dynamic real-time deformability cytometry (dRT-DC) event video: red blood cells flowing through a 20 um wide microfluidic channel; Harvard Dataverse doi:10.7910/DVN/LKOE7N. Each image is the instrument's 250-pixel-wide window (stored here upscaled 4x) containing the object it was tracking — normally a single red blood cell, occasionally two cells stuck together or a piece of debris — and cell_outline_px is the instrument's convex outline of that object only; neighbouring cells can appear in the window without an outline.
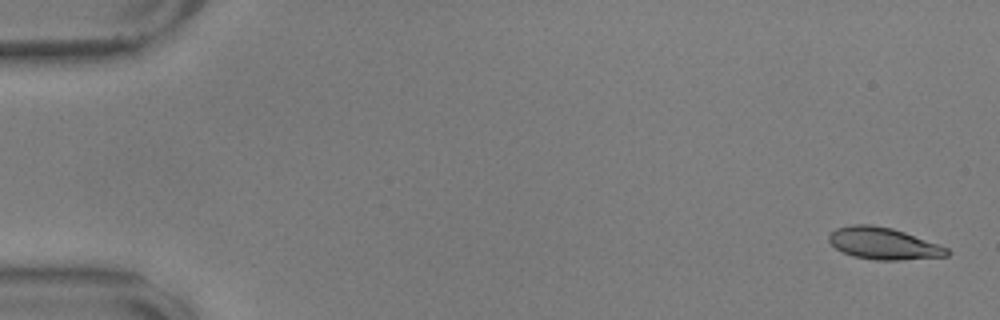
{"species": "common noctule bat (a hibernating species)", "species_latin": "Nyctalus noctula", "temperature_condition": "warm", "stored_images_in_passage": 18, "camera_frame_rate_fps": 3000, "um_per_image_px": 0.085, "animal": {"sex": "male", "body_mass_g": 17.9, "forearm_length_mm": 54.2}, "frame": {"image": 1, "passage_image": 2, "time_ms": 0.333, "image_size_px": [1000, 320], "cell_outline_px": [[952, 252], [948, 256], [900, 260], [876, 260], [852, 256], [836, 248], [828, 240], [828, 236], [836, 228], [852, 224], [872, 224], [892, 228], [940, 244], [948, 248]], "centroid_in_image_um": [75.12, 20.69], "position_along_channel_um": 9.9, "area_um2": 22.02}}
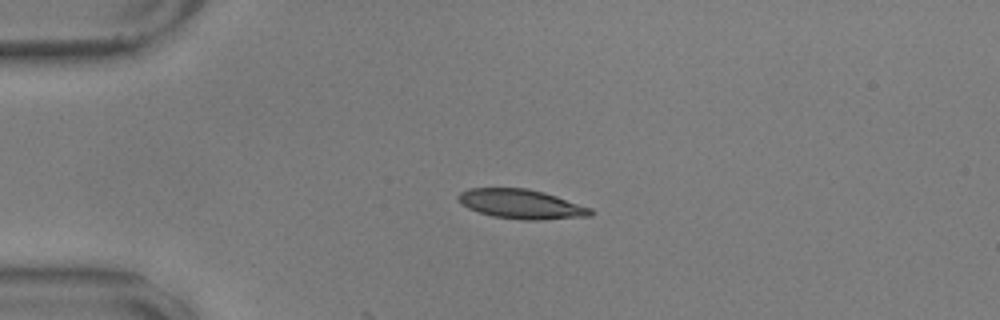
{"frame": {"image": 2, "passage_image": 14, "time_ms": 4.333, "image_size_px": [1000, 320], "cell_outline_px": [[592, 216], [540, 220], [524, 220], [492, 216], [468, 208], [460, 204], [456, 196], [460, 192], [468, 188], [528, 188], [544, 192], [592, 208]], "centroid_in_image_um": [44.29, 17.34], "position_along_channel_um": 40.7, "area_um2": 22.77}}